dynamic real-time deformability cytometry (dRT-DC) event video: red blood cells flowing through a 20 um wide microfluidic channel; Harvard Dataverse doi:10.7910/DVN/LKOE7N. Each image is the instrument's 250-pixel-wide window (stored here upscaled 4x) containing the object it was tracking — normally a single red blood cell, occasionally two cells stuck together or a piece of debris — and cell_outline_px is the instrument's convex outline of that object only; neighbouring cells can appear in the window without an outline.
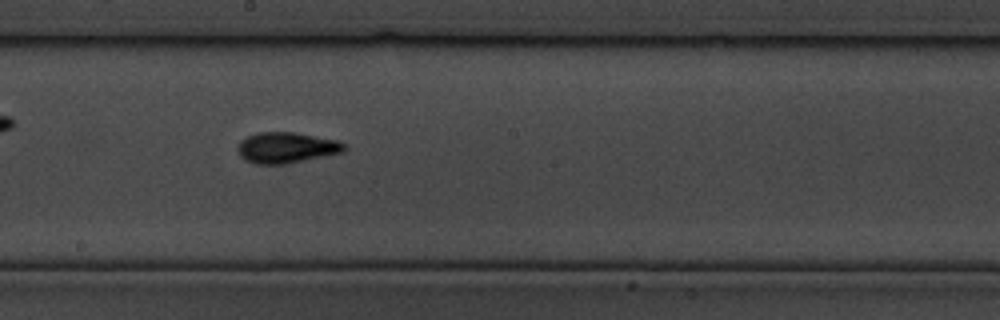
{"species": "common noctule bat (a hibernating species)", "species_latin": "Nyctalus noctula", "temperature_condition": "cold", "stored_images_in_passage": 19, "camera_frame_rate_fps": 3000, "um_per_image_px": 0.085, "animal": {"sex": "male", "body_mass_g": 19.5, "forearm_length_mm": 54.6}, "frame": {"image": 1, "passage_image": 14, "time_ms": 4.333, "image_size_px": [1000, 320], "cell_outline_px": [[348, 148], [344, 152], [284, 164], [256, 164], [244, 160], [240, 156], [236, 148], [240, 140], [256, 132], [292, 132], [336, 140], [344, 144]], "centroid_in_image_um": [24.3, 12.55], "position_along_channel_um": 223.9, "area_um2": 19.13}}
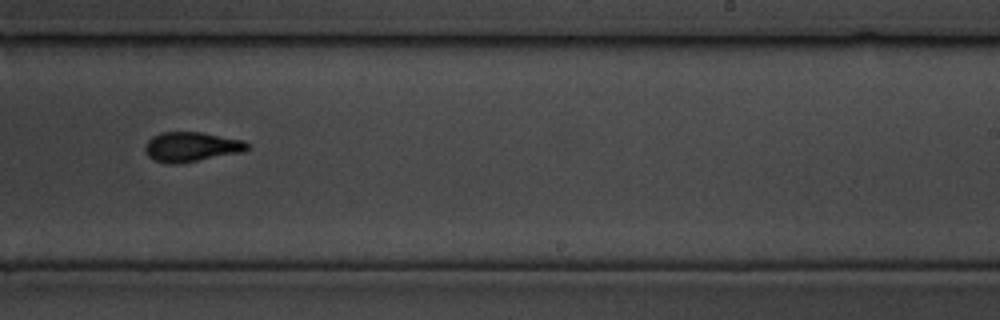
{"frame": {"image": 2, "passage_image": 16, "time_ms": 5.0, "image_size_px": [1000, 320], "cell_outline_px": [[252, 148], [244, 152], [180, 164], [168, 164], [156, 160], [148, 156], [144, 148], [144, 144], [152, 136], [160, 132], [200, 132], [244, 140]], "centroid_in_image_um": [16.29, 12.48], "position_along_channel_um": 272.7, "area_um2": 17.98}}
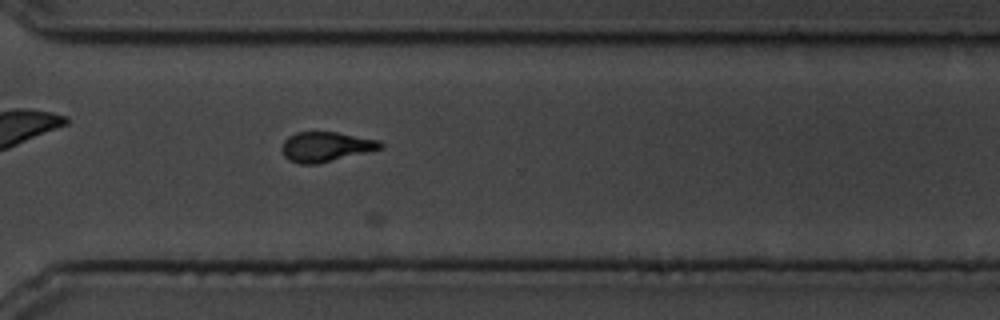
{"frame": {"image": 3, "passage_image": 19, "time_ms": 6.0, "image_size_px": [1000, 320], "cell_outline_px": [[384, 148], [316, 164], [300, 164], [288, 160], [284, 156], [280, 148], [284, 140], [288, 136], [296, 132], [336, 132], [380, 140], [384, 144]], "centroid_in_image_um": [27.68, 12.47], "position_along_channel_um": 342.9, "area_um2": 17.22}}